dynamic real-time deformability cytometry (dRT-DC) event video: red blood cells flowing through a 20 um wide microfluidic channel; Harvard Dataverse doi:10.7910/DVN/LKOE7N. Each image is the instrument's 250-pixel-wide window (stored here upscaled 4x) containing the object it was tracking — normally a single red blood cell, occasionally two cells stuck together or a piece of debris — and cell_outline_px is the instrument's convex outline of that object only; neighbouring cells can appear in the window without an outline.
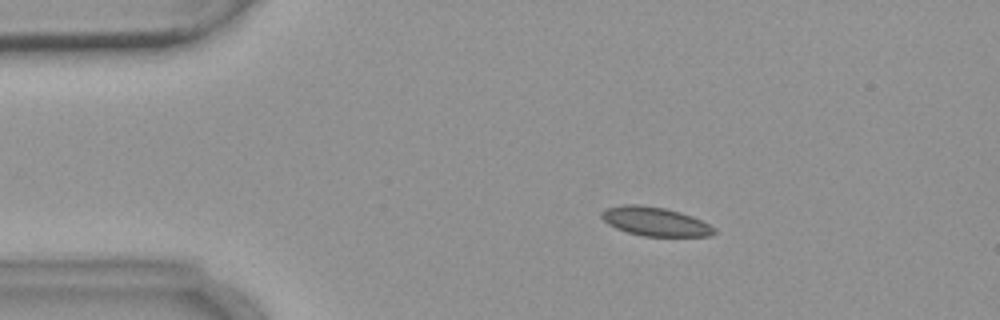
{"species": "common noctule bat (a hibernating species)", "species_latin": "Nyctalus noctula", "temperature_condition": "warm", "stored_images_in_passage": 7, "camera_frame_rate_fps": 3000, "um_per_image_px": 0.085, "animal": {"sex": "female", "body_mass_g": 18.4}, "frame": {"image": 1, "passage_image": 2, "time_ms": 2.0, "image_size_px": [1000, 320], "cell_outline_px": [[716, 232], [712, 236], [644, 236], [628, 232], [616, 228], [608, 224], [600, 216], [600, 212], [604, 208], [624, 204], [636, 204], [664, 208], [680, 212], [692, 216], [716, 228]], "centroid_in_image_um": [55.66, 18.82], "position_along_channel_um": 29.3, "area_um2": 18.96}}
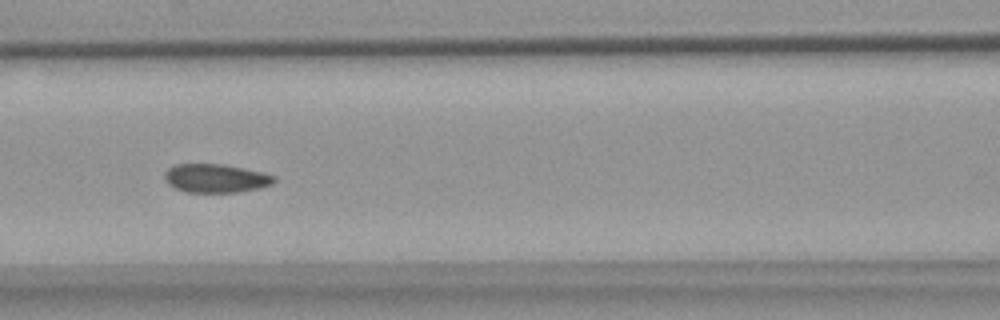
{"frame": {"image": 2, "passage_image": 6, "time_ms": 6.667, "image_size_px": [1000, 320], "cell_outline_px": [[276, 180], [272, 184], [260, 188], [236, 192], [184, 192], [168, 184], [164, 180], [164, 172], [168, 168], [176, 164], [224, 164], [260, 172], [276, 176]], "centroid_in_image_um": [18.31, 15.15], "position_along_channel_um": 148.3, "area_um2": 18.26}}
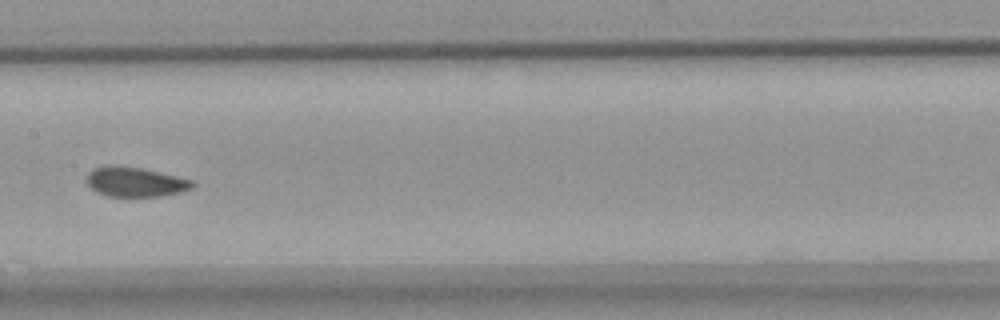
{"frame": {"image": 3, "passage_image": 7, "time_ms": 8.0, "image_size_px": [1000, 320], "cell_outline_px": [[196, 184], [192, 188], [180, 192], [160, 196], [108, 196], [96, 192], [84, 180], [88, 172], [92, 168], [104, 164], [112, 164], [140, 168], [176, 176], [192, 180]], "centroid_in_image_um": [11.43, 15.44], "position_along_channel_um": 196.0, "area_um2": 18.44}}